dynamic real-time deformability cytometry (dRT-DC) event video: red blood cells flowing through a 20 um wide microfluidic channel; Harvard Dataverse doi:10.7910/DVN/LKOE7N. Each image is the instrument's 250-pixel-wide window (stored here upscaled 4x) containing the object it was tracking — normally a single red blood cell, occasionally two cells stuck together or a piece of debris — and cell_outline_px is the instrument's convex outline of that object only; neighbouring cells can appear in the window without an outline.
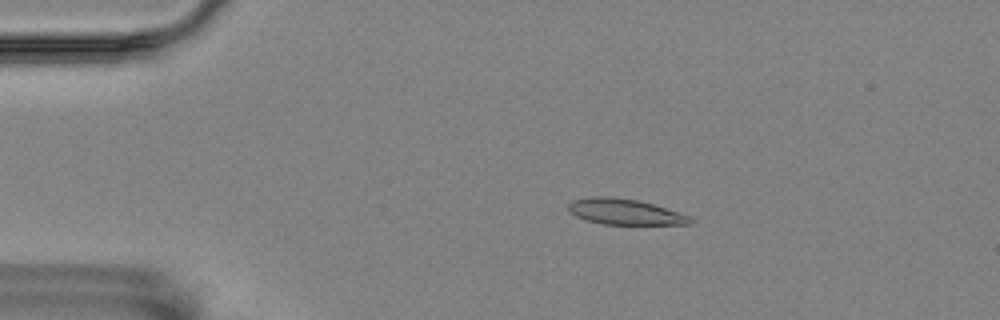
{"species": "Egyptian fruit bat (a non-hibernating species)", "species_latin": "Rousettus aegyptiacus", "temperature_condition": "room temperature", "stored_images_in_passage": 55, "camera_frame_rate_fps": 3000, "um_per_image_px": 0.085, "animal": {"sex": "female"}, "frame": {"image": 1, "passage_image": 9, "time_ms": 2.667, "image_size_px": [1000, 320], "cell_outline_px": [[696, 220], [692, 224], [604, 224], [584, 220], [568, 212], [568, 204], [572, 200], [592, 196], [612, 196], [636, 200], [652, 204], [692, 216]], "centroid_in_image_um": [53.11, 18.0], "position_along_channel_um": 31.9, "area_um2": 18.44}}
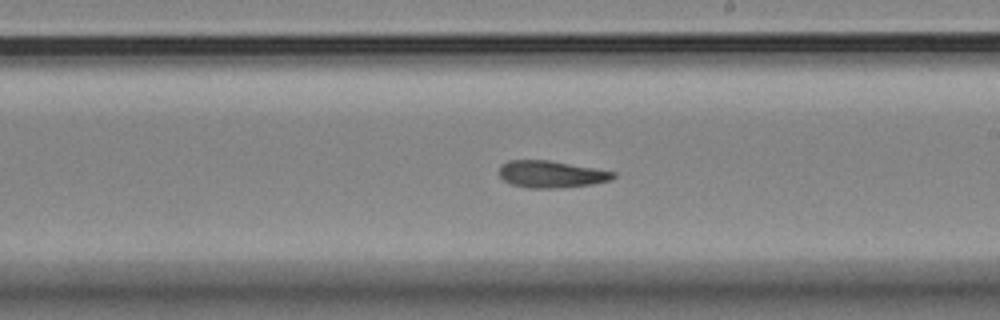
{"frame": {"image": 2, "passage_image": 31, "time_ms": 10.0, "image_size_px": [1000, 320], "cell_outline_px": [[616, 176], [612, 180], [592, 184], [556, 188], [528, 188], [512, 184], [504, 180], [500, 176], [500, 164], [508, 160], [552, 160], [616, 172]], "centroid_in_image_um": [46.87, 14.8], "position_along_channel_um": 242.1, "area_um2": 18.03}}
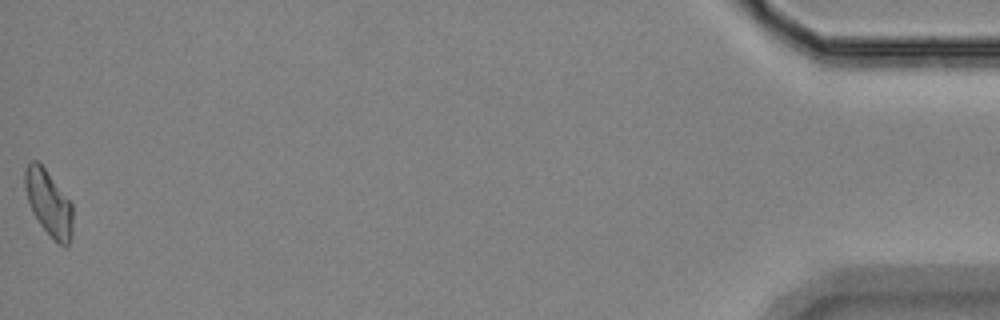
{"frame": {"image": 3, "passage_image": 55, "time_ms": 18.0, "image_size_px": [1000, 320], "cell_outline_px": [[72, 236], [68, 244], [64, 248], [40, 224], [32, 212], [28, 200], [24, 184], [24, 172], [28, 164], [32, 160], [36, 160], [44, 168], [72, 204]], "centroid_in_image_um": [4.13, 17.26], "position_along_channel_um": 431.1, "area_um2": 17.8}}